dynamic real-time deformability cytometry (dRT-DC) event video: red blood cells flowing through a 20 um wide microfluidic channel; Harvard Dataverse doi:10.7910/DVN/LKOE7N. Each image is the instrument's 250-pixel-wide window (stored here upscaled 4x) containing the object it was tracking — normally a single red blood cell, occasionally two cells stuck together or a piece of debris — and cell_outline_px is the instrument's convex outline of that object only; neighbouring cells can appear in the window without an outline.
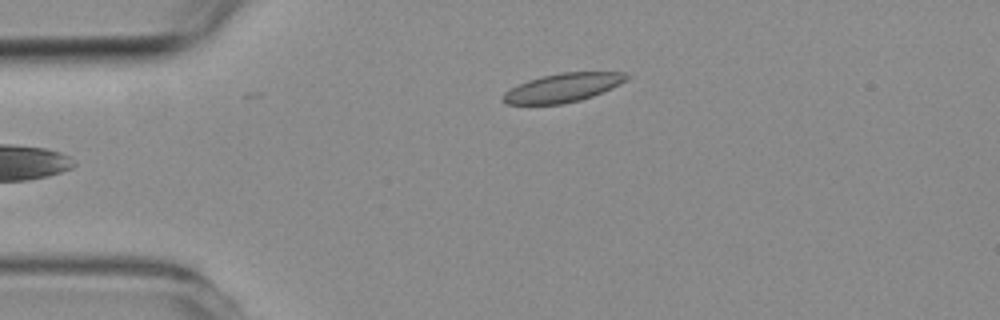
{"species": "common noctule bat (a hibernating species)", "species_latin": "Nyctalus noctula", "temperature_condition": "room temperature", "stored_images_in_passage": 5, "camera_frame_rate_fps": 3000, "um_per_image_px": 0.085, "animal": {"sex": "female", "body_mass_g": 19.3, "forearm_length_mm": 54.1}, "frame": {"image": 1, "passage_image": 5, "time_ms": 4.667, "image_size_px": [1000, 320], "cell_outline_px": [[632, 76], [628, 80], [620, 84], [592, 96], [580, 100], [564, 104], [508, 104], [504, 100], [504, 92], [528, 80], [560, 72], [624, 72]], "centroid_in_image_um": [47.91, 7.44], "position_along_channel_um": 37.1, "area_um2": 20.46}}